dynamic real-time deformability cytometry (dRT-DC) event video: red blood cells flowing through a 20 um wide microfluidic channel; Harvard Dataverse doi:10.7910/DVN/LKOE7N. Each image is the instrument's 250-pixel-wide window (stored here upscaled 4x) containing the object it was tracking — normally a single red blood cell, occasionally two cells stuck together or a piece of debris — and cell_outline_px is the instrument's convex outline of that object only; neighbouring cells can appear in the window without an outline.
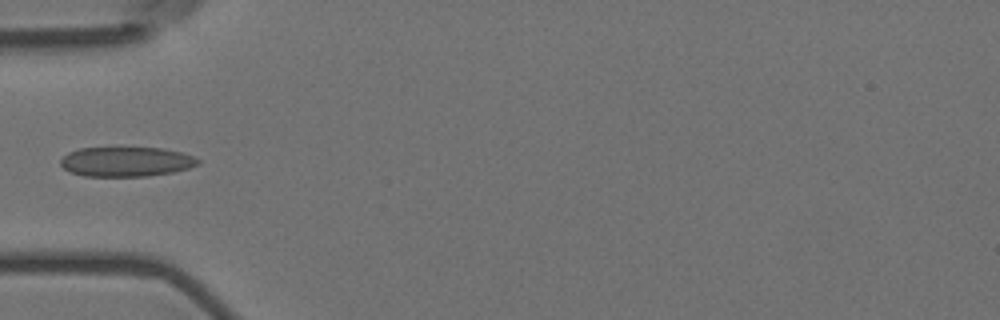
{"species": "Egyptian fruit bat (a non-hibernating species)", "species_latin": "Rousettus aegyptiacus", "temperature_condition": "room temperature", "stored_images_in_passage": 5, "camera_frame_rate_fps": 3000, "um_per_image_px": 0.085, "animal": {"sex": "female"}, "frame": {"image": 1, "passage_image": 5, "time_ms": 1.333, "image_size_px": [1000, 320], "cell_outline_px": [[200, 164], [188, 168], [172, 172], [148, 176], [84, 176], [72, 172], [64, 168], [60, 164], [60, 160], [68, 152], [80, 148], [120, 144], [164, 148], [180, 152], [192, 156], [200, 160]], "centroid_in_image_um": [10.71, 13.68], "position_along_channel_um": 74.3, "area_um2": 24.85}}